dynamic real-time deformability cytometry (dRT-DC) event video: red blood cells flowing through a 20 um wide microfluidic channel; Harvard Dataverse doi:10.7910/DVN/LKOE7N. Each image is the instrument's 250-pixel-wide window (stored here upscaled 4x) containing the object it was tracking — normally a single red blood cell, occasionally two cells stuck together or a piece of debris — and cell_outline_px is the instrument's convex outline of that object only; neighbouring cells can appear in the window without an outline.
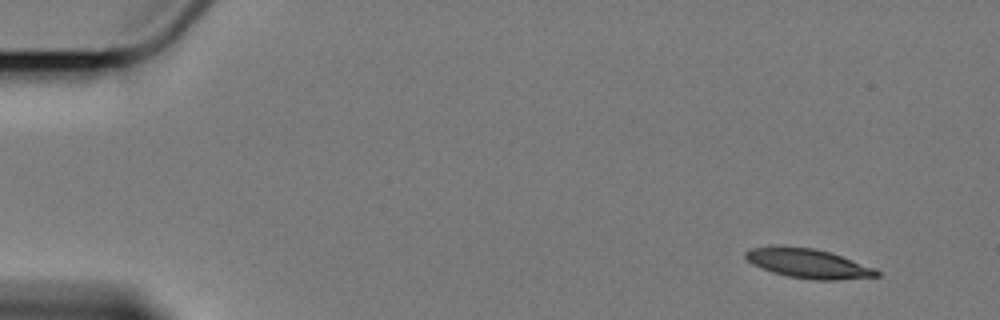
{"species": "Egyptian fruit bat (a non-hibernating species)", "species_latin": "Rousettus aegyptiacus", "temperature_condition": "cold", "stored_images_in_passage": 5, "camera_frame_rate_fps": 3000, "um_per_image_px": 0.085, "animal": {"sex": "female"}, "frame": {"image": 1, "passage_image": 1, "time_ms": 0.0, "image_size_px": [1000, 320], "cell_outline_px": [[880, 276], [836, 280], [816, 280], [788, 276], [772, 272], [752, 264], [744, 256], [744, 252], [752, 248], [772, 244], [780, 244], [812, 248], [832, 252], [876, 268], [880, 272]], "centroid_in_image_um": [68.68, 22.36], "position_along_channel_um": 16.3, "area_um2": 22.95}}
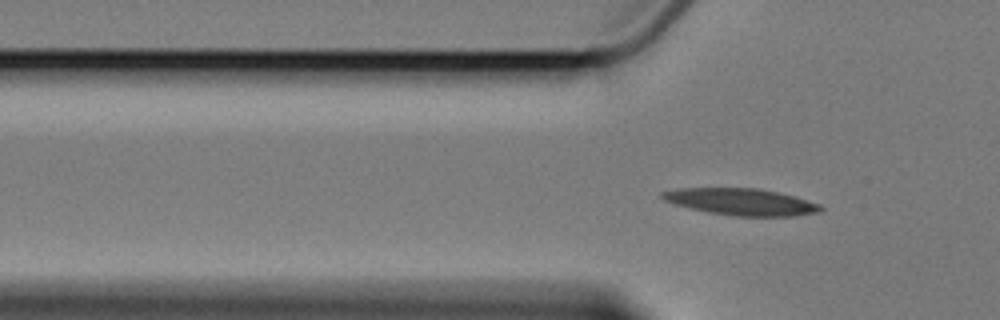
{"frame": {"image": 2, "passage_image": 5, "time_ms": 4.667, "image_size_px": [1000, 320], "cell_outline_px": [[824, 208], [820, 212], [796, 216], [732, 216], [708, 212], [676, 204], [664, 200], [660, 196], [660, 192], [676, 188], [760, 188], [780, 192], [796, 196], [820, 204]], "centroid_in_image_um": [63.04, 17.15], "position_along_channel_um": 62.8, "area_um2": 24.91}}